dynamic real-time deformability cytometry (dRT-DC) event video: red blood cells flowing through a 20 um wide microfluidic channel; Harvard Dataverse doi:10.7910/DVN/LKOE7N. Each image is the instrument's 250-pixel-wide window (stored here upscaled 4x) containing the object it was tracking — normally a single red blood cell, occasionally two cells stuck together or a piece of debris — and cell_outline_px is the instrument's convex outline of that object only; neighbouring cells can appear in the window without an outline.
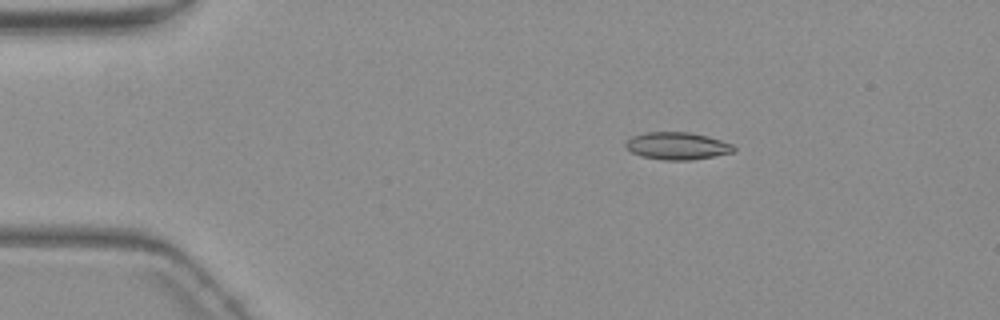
{"species": "common noctule bat (a hibernating species)", "species_latin": "Nyctalus noctula", "temperature_condition": "warm", "stored_images_in_passage": 4, "camera_frame_rate_fps": 3000, "um_per_image_px": 0.085, "animal": {"sex": "female", "body_mass_g": 19.3, "forearm_length_mm": 54.1}, "frame": {"image": 1, "passage_image": 2, "time_ms": 1.0, "image_size_px": [1000, 320], "cell_outline_px": [[736, 152], [692, 160], [664, 160], [640, 156], [632, 152], [624, 144], [632, 136], [644, 132], [688, 132], [708, 136], [732, 144], [736, 148]], "centroid_in_image_um": [57.58, 12.4], "position_along_channel_um": 27.4, "area_um2": 17.28}}